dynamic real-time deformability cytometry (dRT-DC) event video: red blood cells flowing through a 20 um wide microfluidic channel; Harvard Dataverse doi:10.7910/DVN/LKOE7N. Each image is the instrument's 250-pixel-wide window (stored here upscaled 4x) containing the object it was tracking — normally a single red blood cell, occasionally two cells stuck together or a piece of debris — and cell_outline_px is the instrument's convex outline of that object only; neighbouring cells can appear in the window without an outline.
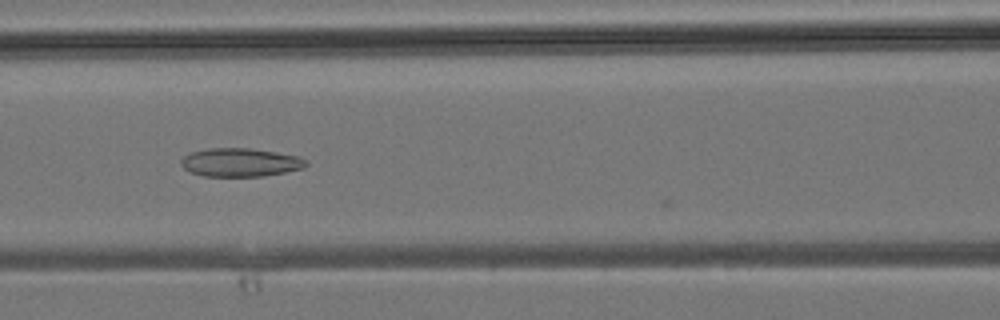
{"species": "common noctule bat (a hibernating species)", "species_latin": "Nyctalus noctula", "temperature_condition": "room temperature", "stored_images_in_passage": 28, "camera_frame_rate_fps": 3000, "um_per_image_px": 0.085, "animal": {"sex": "male", "body_mass_g": 19.2, "forearm_length_mm": 51.8}, "frame": {"image": 1, "passage_image": 9, "time_ms": 2.667, "image_size_px": [1000, 320], "cell_outline_px": [[308, 164], [304, 168], [264, 176], [204, 176], [192, 172], [184, 168], [180, 164], [180, 160], [184, 156], [192, 152], [208, 148], [248, 148], [276, 152], [300, 156], [308, 160]], "centroid_in_image_um": [20.46, 13.8], "position_along_channel_um": 146.1, "area_um2": 20.75}}
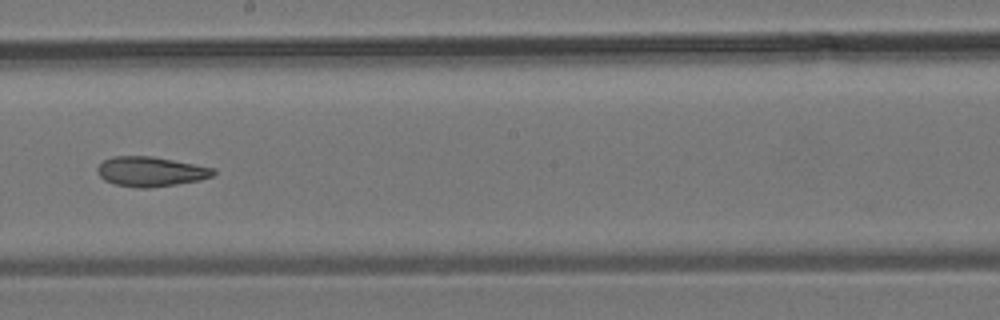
{"frame": {"image": 2, "passage_image": 14, "time_ms": 4.333, "image_size_px": [1000, 320], "cell_outline_px": [[216, 172], [212, 176], [200, 180], [176, 184], [148, 188], [140, 188], [116, 184], [104, 180], [96, 172], [96, 168], [104, 160], [112, 156], [152, 156], [216, 168]], "centroid_in_image_um": [12.81, 14.58], "position_along_channel_um": 235.4, "area_um2": 20.11}}
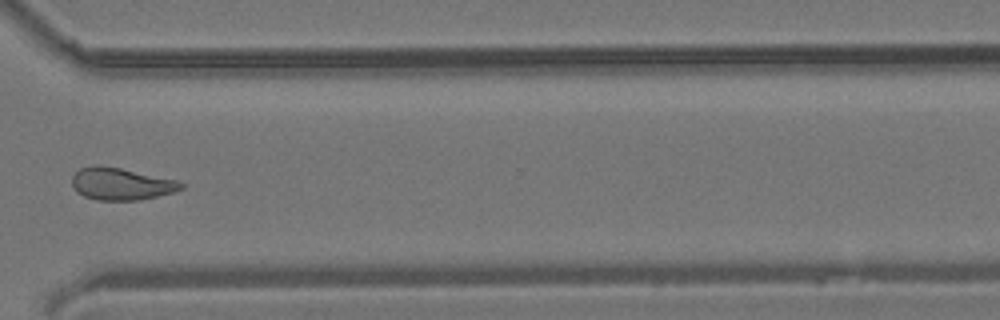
{"frame": {"image": 3, "passage_image": 21, "time_ms": 6.667, "image_size_px": [1000, 320], "cell_outline_px": [[184, 188], [172, 192], [140, 200], [96, 200], [84, 196], [76, 192], [72, 184], [72, 176], [80, 168], [96, 164], [100, 164], [120, 168], [176, 180], [184, 184]], "centroid_in_image_um": [10.25, 15.62], "position_along_channel_um": 360.4, "area_um2": 20.4}}